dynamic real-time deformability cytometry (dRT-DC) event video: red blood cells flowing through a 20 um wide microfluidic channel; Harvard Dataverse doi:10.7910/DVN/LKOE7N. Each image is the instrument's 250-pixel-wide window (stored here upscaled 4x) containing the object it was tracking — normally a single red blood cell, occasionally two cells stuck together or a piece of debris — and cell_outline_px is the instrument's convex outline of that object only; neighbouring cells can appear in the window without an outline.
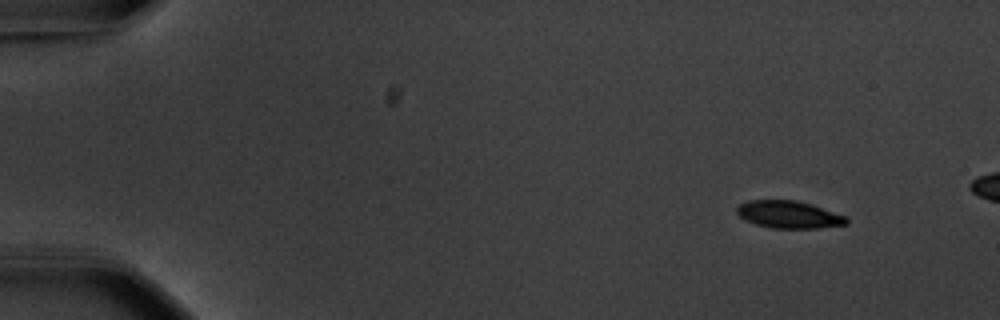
{"species": "common noctule bat (a hibernating species)", "species_latin": "Nyctalus noctula", "temperature_condition": "warm", "stored_images_in_passage": 11, "camera_frame_rate_fps": 3000, "um_per_image_px": 0.085, "animal": {"sex": "male", "body_mass_g": 20.1, "forearm_length_mm": 53.5}, "frame": {"image": 1, "passage_image": 1, "time_ms": 0.0, "image_size_px": [1000, 320], "cell_outline_px": [[848, 224], [820, 228], [772, 228], [756, 224], [744, 220], [736, 212], [736, 208], [740, 204], [748, 200], [796, 200], [812, 204], [844, 216], [848, 220]], "centroid_in_image_um": [67.03, 18.23], "position_along_channel_um": 18.0, "area_um2": 17.46}}